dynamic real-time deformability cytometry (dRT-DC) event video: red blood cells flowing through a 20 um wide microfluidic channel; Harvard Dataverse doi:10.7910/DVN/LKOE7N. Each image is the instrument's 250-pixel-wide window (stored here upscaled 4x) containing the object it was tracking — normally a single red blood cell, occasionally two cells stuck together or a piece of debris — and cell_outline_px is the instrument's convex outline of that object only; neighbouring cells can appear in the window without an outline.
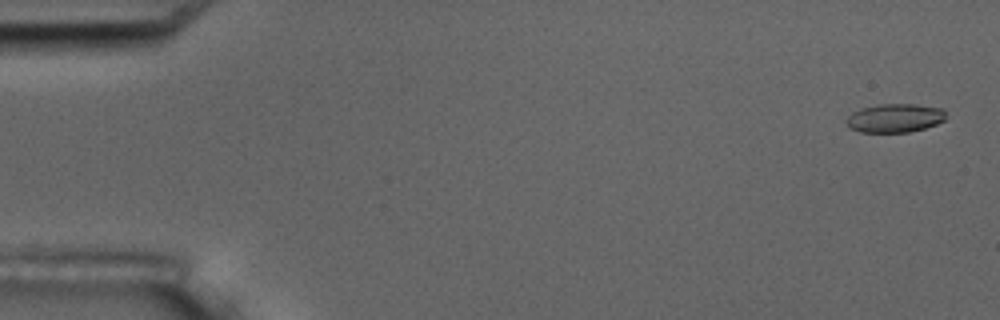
{"species": "common noctule bat (a hibernating species)", "species_latin": "Nyctalus noctula", "temperature_condition": "room temperature", "stored_images_in_passage": 11, "camera_frame_rate_fps": 3000, "um_per_image_px": 0.085, "animal": {"sex": "male", "body_mass_g": 17.5, "forearm_length_mm": 52.3}, "frame": {"image": 1, "passage_image": 1, "time_ms": 0.0, "image_size_px": [1000, 320], "cell_outline_px": [[944, 120], [936, 124], [924, 128], [908, 132], [860, 132], [848, 128], [844, 120], [852, 112], [860, 108], [880, 104], [916, 104], [944, 108]], "centroid_in_image_um": [76.01, 10.03], "position_along_channel_um": 9.0, "area_um2": 16.76}}
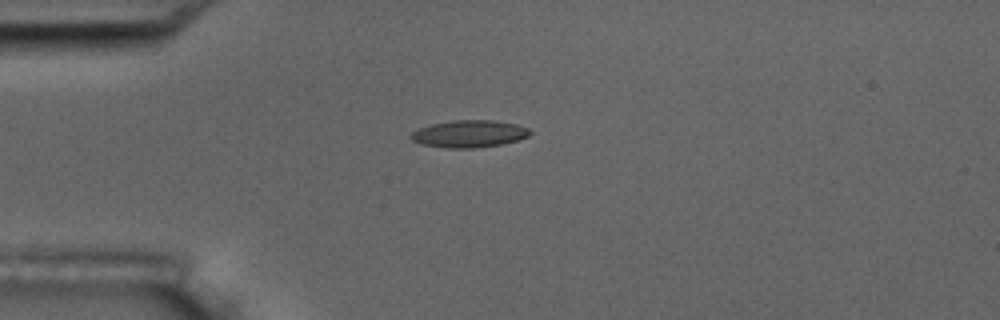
{"frame": {"image": 2, "passage_image": 4, "time_ms": 4.333, "image_size_px": [1000, 320], "cell_outline_px": [[532, 132], [528, 136], [516, 140], [500, 144], [472, 148], [444, 148], [424, 144], [412, 140], [408, 136], [412, 132], [420, 128], [432, 124], [452, 120], [496, 120], [516, 124], [528, 128]], "centroid_in_image_um": [39.87, 11.36], "position_along_channel_um": 45.1, "area_um2": 18.73}}
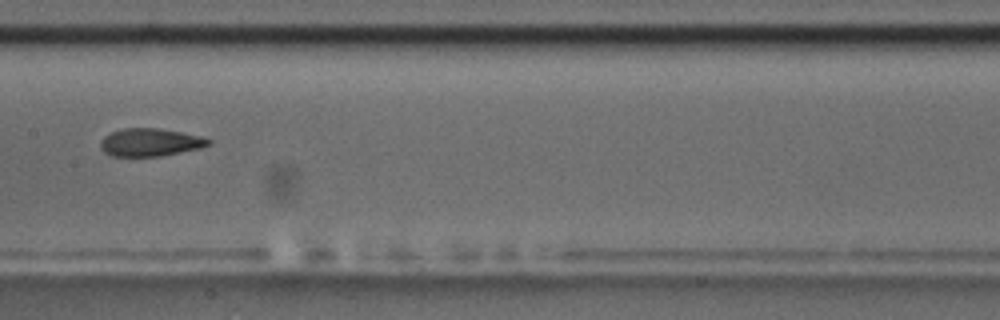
{"frame": {"image": 3, "passage_image": 8, "time_ms": 9.0, "image_size_px": [1000, 320], "cell_outline_px": [[212, 144], [200, 148], [160, 156], [112, 156], [104, 152], [100, 148], [100, 140], [104, 136], [112, 132], [124, 128], [160, 128], [204, 136], [212, 140]], "centroid_in_image_um": [12.79, 12.09], "position_along_channel_um": 194.6, "area_um2": 17.69}}